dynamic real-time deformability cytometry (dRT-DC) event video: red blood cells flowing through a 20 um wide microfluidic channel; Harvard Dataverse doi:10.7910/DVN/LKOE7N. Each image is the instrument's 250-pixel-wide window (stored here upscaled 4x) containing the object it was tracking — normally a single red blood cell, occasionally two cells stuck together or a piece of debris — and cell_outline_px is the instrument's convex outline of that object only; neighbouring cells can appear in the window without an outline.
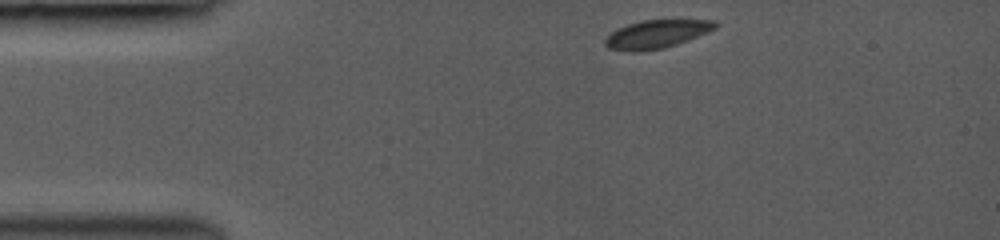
{"species": "common noctule bat (a hibernating species)", "species_latin": "Nyctalus noctula", "temperature_condition": "room temperature", "stored_images_in_passage": 15, "camera_frame_rate_fps": 3000, "um_per_image_px": 0.085, "animal": {"sex": "female", "body_mass_g": 19.0, "forearm_length_mm": 53.3}, "frame": {"image": 1, "passage_image": 1, "time_ms": 0.0, "image_size_px": [1000, 240], "cell_outline_px": [[720, 24], [716, 28], [708, 32], [688, 40], [664, 48], [636, 52], [632, 52], [608, 48], [604, 44], [604, 40], [612, 32], [628, 24], [640, 20], [716, 20]], "centroid_in_image_um": [55.84, 2.9], "position_along_channel_um": 29.2, "area_um2": 18.09}}
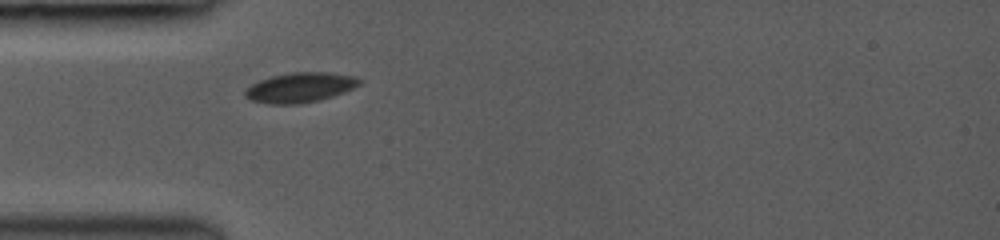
{"frame": {"image": 2, "passage_image": 9, "time_ms": 2.0, "image_size_px": [1000, 240], "cell_outline_px": [[364, 80], [360, 84], [344, 92], [320, 100], [300, 104], [268, 104], [252, 100], [244, 96], [244, 92], [252, 84], [260, 80], [272, 76], [292, 72], [328, 72], [356, 76]], "centroid_in_image_um": [25.54, 7.43], "position_along_channel_um": 59.5, "area_um2": 19.94}}
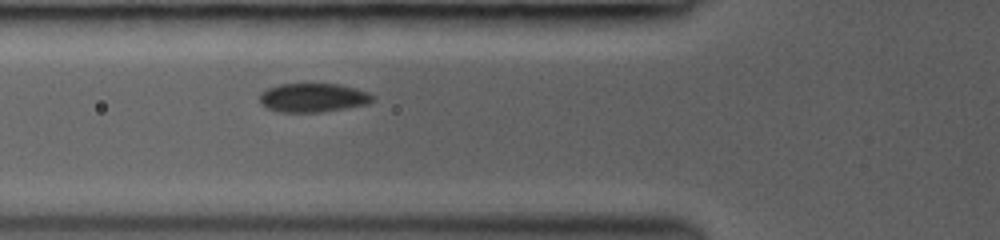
{"frame": {"image": 3, "passage_image": 13, "time_ms": 3.0, "image_size_px": [1000, 240], "cell_outline_px": [[372, 100], [368, 104], [320, 112], [280, 112], [268, 108], [260, 104], [260, 92], [268, 88], [280, 84], [340, 84], [356, 88], [368, 92], [372, 96]], "centroid_in_image_um": [26.58, 8.3], "position_along_channel_um": 99.2, "area_um2": 18.9}}